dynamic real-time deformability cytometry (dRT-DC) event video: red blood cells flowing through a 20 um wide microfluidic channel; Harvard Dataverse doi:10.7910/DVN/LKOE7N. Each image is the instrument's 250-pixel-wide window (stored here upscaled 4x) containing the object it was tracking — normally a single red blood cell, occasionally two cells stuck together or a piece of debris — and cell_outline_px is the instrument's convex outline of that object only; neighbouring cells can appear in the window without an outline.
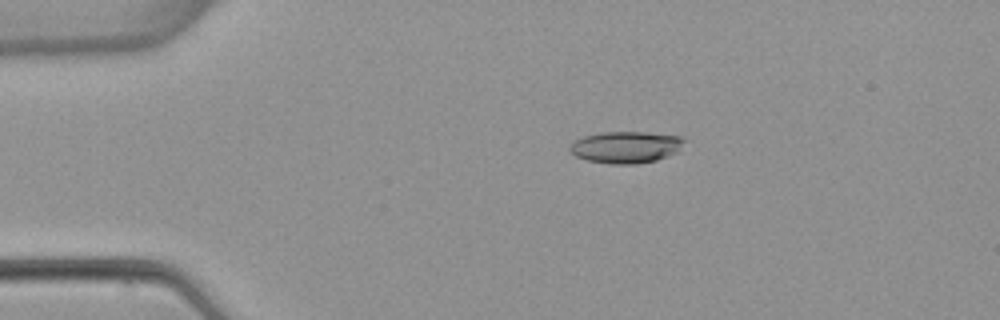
{"species": "common noctule bat (a hibernating species)", "species_latin": "Nyctalus noctula", "temperature_condition": "warm", "stored_images_in_passage": 5, "camera_frame_rate_fps": 3000, "um_per_image_px": 0.085, "animal": {"sex": "female", "body_mass_g": 22.7, "forearm_length_mm": 54.2}, "frame": {"image": 1, "passage_image": 3, "time_ms": 2.333, "image_size_px": [1000, 320], "cell_outline_px": [[684, 140], [676, 152], [668, 156], [656, 160], [636, 164], [608, 164], [588, 160], [576, 156], [568, 148], [576, 140], [584, 136], [600, 132], [644, 132], [684, 136]], "centroid_in_image_um": [53.2, 12.5], "position_along_channel_um": 31.8, "area_um2": 21.04}}
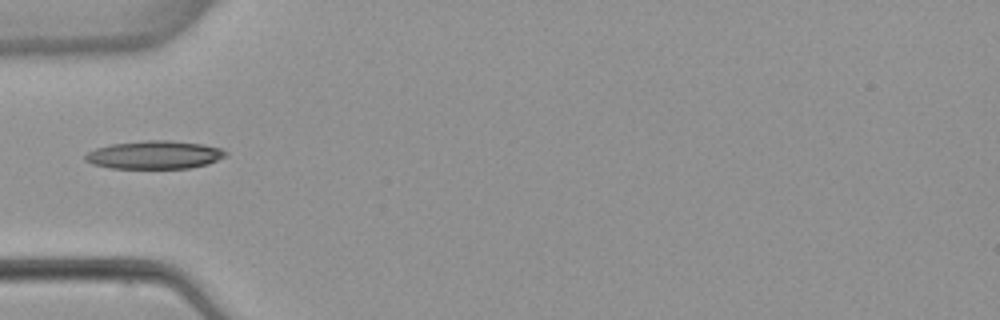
{"frame": {"image": 2, "passage_image": 5, "time_ms": 4.667, "image_size_px": [1000, 320], "cell_outline_px": [[228, 156], [208, 164], [188, 168], [112, 168], [92, 164], [84, 160], [84, 156], [88, 152], [96, 148], [112, 144], [144, 140], [172, 140], [204, 144], [220, 148], [228, 152]], "centroid_in_image_um": [13.17, 13.15], "position_along_channel_um": 71.8, "area_um2": 23.18}}